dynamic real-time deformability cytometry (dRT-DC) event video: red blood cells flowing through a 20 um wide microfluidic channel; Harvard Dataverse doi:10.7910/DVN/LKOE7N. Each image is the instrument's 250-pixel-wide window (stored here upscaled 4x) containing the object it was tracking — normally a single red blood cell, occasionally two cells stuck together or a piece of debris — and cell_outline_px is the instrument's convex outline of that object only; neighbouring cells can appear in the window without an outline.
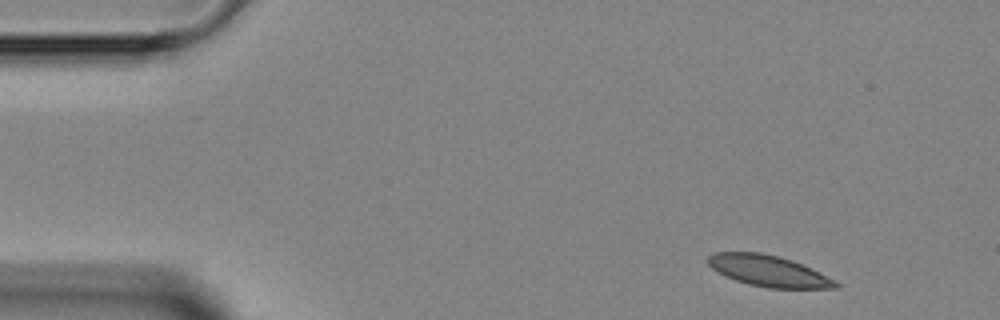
{"species": "Egyptian fruit bat (a non-hibernating species)", "species_latin": "Rousettus aegyptiacus", "temperature_condition": "room temperature", "stored_images_in_passage": 4, "camera_frame_rate_fps": 3000, "um_per_image_px": 0.085, "animal": {"sex": "female"}, "frame": {"image": 1, "passage_image": 1, "time_ms": 0.0, "image_size_px": [1000, 320], "cell_outline_px": [[840, 288], [768, 288], [748, 284], [724, 276], [712, 268], [708, 264], [708, 256], [712, 252], [760, 252], [792, 260], [812, 268], [836, 280], [840, 284]], "centroid_in_image_um": [65.34, 23.03], "position_along_channel_um": 19.7, "area_um2": 23.24}}